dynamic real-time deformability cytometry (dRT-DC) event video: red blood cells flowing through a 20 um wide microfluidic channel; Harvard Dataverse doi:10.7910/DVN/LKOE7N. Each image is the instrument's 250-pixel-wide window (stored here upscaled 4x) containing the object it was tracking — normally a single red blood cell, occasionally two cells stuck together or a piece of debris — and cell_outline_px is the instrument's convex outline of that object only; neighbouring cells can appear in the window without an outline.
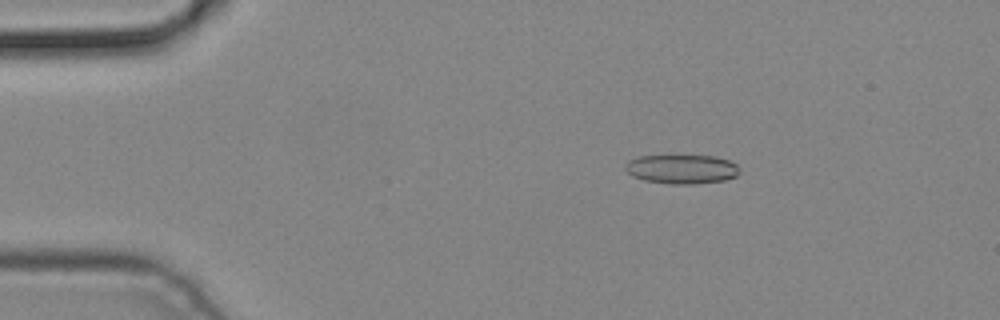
{"species": "common noctule bat (a hibernating species)", "species_latin": "Nyctalus noctula", "temperature_condition": "cold", "stored_images_in_passage": 3, "camera_frame_rate_fps": 3000, "um_per_image_px": 0.085, "animal": {"sex": "male", "body_mass_g": 19.2, "forearm_length_mm": 51.8}, "frame": {"image": 1, "passage_image": 2, "time_ms": 0.333, "image_size_px": [1000, 320], "cell_outline_px": [[740, 172], [736, 176], [724, 180], [692, 184], [668, 184], [644, 180], [632, 176], [624, 168], [624, 164], [628, 160], [636, 156], [716, 156], [728, 160], [736, 164], [740, 168]], "centroid_in_image_um": [57.93, 14.37], "position_along_channel_um": 27.1, "area_um2": 19.54}}